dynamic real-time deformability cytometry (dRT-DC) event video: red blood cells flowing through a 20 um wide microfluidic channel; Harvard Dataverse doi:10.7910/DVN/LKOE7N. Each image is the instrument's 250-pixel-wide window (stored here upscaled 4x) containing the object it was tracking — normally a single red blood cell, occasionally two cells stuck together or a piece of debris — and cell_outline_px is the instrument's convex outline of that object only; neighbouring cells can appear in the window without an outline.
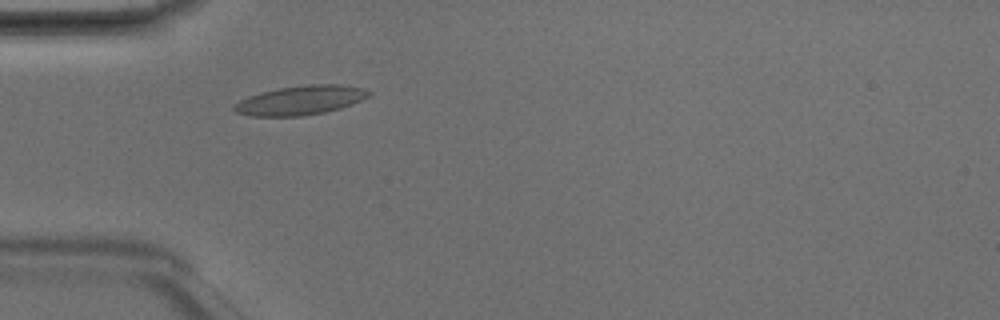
{"species": "Egyptian fruit bat (a non-hibernating species)", "species_latin": "Rousettus aegyptiacus", "temperature_condition": "room temperature", "stored_images_in_passage": 1, "camera_frame_rate_fps": 3000, "um_per_image_px": 0.085, "animal": {"sex": "male"}, "frame": {"image": 1, "passage_image": 1, "time_ms": 0.0, "image_size_px": [1000, 320], "cell_outline_px": [[372, 92], [368, 96], [352, 104], [340, 108], [324, 112], [300, 116], [248, 116], [236, 112], [232, 108], [232, 104], [248, 96], [260, 92], [280, 88], [312, 84], [340, 84], [364, 88]], "centroid_in_image_um": [25.51, 8.52], "position_along_channel_um": 59.5, "area_um2": 22.89}}